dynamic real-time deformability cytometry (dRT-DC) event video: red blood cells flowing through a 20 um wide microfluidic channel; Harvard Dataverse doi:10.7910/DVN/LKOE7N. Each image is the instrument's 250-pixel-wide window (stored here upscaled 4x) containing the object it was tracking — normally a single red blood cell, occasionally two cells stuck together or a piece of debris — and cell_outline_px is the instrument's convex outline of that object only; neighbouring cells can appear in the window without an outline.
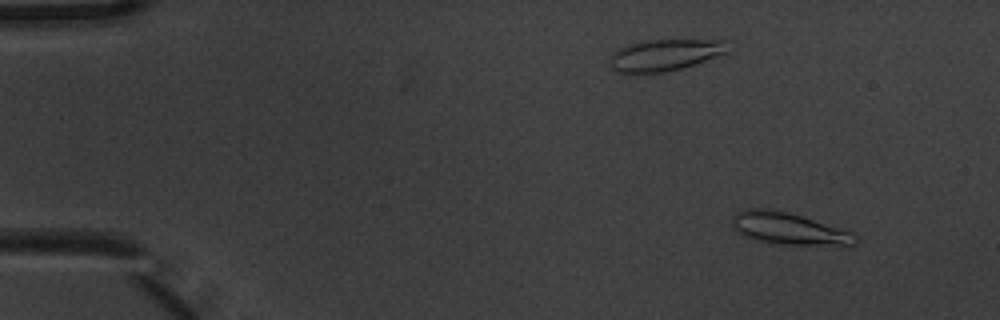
{"species": "common noctule bat (a hibernating species)", "species_latin": "Nyctalus noctula", "temperature_condition": "warm", "stored_images_in_passage": 7, "camera_frame_rate_fps": 3000, "um_per_image_px": 0.085, "animal": {"sex": "male", "body_mass_g": 20.1, "forearm_length_mm": 53.5}, "frame": {"image": 1, "passage_image": 2, "time_ms": 0.333, "image_size_px": [1000, 320], "cell_outline_px": [[860, 240], [856, 244], [848, 248], [772, 244], [752, 240], [736, 232], [732, 228], [732, 216], [736, 212], [748, 208], [764, 208], [788, 212], [852, 232]], "centroid_in_image_um": [67.1, 19.5], "position_along_channel_um": 17.9, "area_um2": 24.04}}
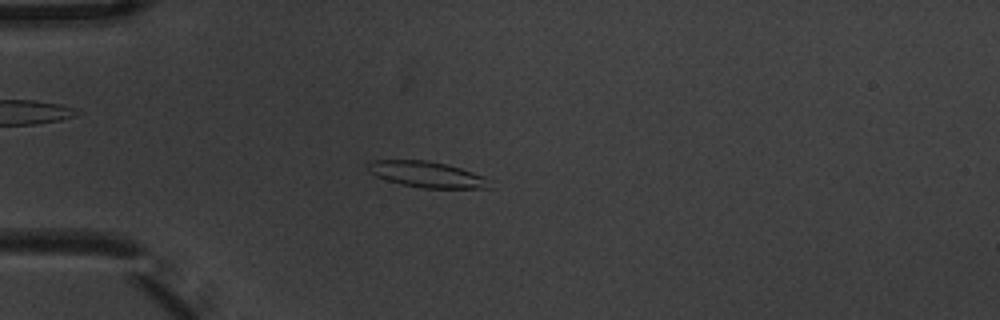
{"frame": {"image": 2, "passage_image": 5, "time_ms": 1.333, "image_size_px": [1000, 320], "cell_outline_px": [[492, 188], [424, 188], [400, 184], [384, 180], [376, 176], [368, 168], [368, 160], [424, 160], [444, 164], [460, 168], [484, 176], [492, 180]], "centroid_in_image_um": [36.31, 14.84], "position_along_channel_um": 48.7, "area_um2": 18.44}}
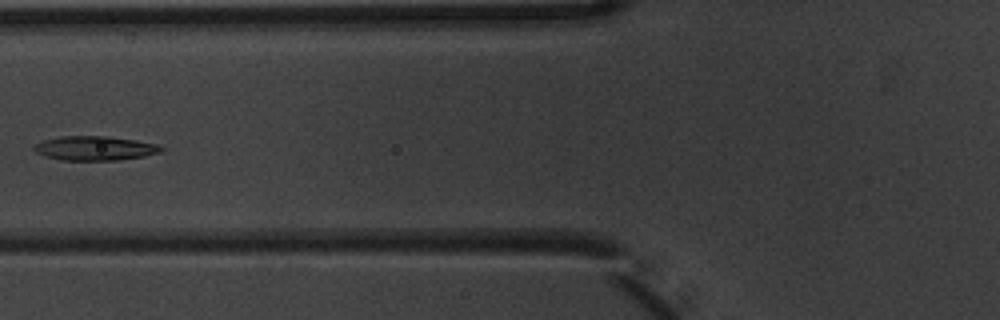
{"frame": {"image": 3, "passage_image": 7, "time_ms": 2.0, "image_size_px": [1000, 320], "cell_outline_px": [[164, 148], [160, 152], [144, 156], [120, 160], [60, 160], [44, 156], [36, 152], [32, 148], [36, 144], [44, 140], [60, 136], [104, 136], [136, 140], [160, 144]], "centroid_in_image_um": [8.07, 12.6], "position_along_channel_um": 117.7, "area_um2": 18.03}}